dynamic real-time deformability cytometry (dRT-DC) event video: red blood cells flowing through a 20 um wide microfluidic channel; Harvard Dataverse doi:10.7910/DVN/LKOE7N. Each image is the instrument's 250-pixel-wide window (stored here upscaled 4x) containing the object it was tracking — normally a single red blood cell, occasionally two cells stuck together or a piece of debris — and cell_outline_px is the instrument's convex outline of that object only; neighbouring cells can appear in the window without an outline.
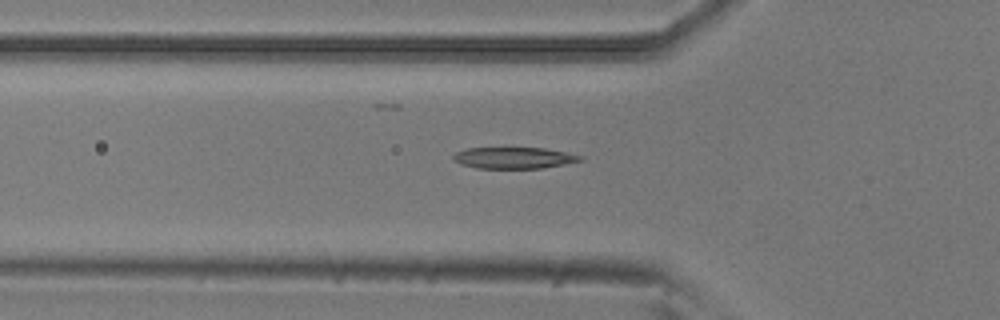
{"species": "common noctule bat (a hibernating species)", "species_latin": "Nyctalus noctula", "temperature_condition": "room temperature", "stored_images_in_passage": 53, "camera_frame_rate_fps": 3000, "um_per_image_px": 0.085, "animal": {"sex": "male", "body_mass_g": 20.5, "forearm_length_mm": 52.5}, "frame": {"image": 1, "passage_image": 18, "time_ms": 5.667, "image_size_px": [1000, 320], "cell_outline_px": [[584, 160], [544, 168], [476, 168], [460, 164], [452, 160], [452, 156], [456, 152], [468, 148], [544, 148], [564, 152], [580, 156]], "centroid_in_image_um": [43.63, 13.42], "position_along_channel_um": 82.2, "area_um2": 15.72}}
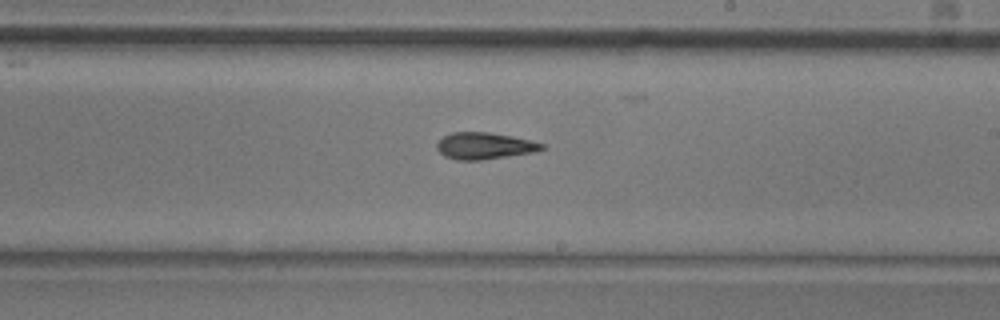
{"frame": {"image": 2, "passage_image": 31, "time_ms": 10.0, "image_size_px": [1000, 320], "cell_outline_px": [[544, 148], [536, 152], [480, 160], [456, 160], [444, 156], [436, 148], [436, 144], [444, 136], [452, 132], [488, 132], [512, 136], [544, 144]], "centroid_in_image_um": [41.16, 12.4], "position_along_channel_um": 247.8, "area_um2": 16.24}}
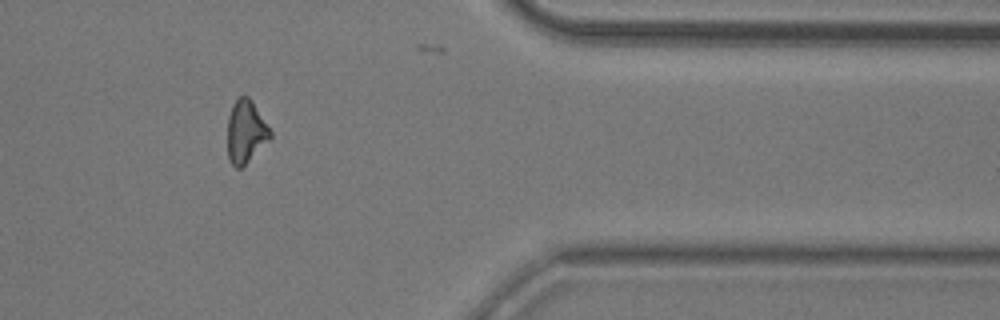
{"frame": {"image": 3, "passage_image": 44, "time_ms": 14.333, "image_size_px": [1000, 320], "cell_outline_px": [[272, 136], [240, 168], [236, 168], [228, 160], [228, 116], [232, 104], [240, 96], [248, 96], [252, 100], [272, 132]], "centroid_in_image_um": [20.87, 11.16], "position_along_channel_um": 390.5, "area_um2": 15.37}}